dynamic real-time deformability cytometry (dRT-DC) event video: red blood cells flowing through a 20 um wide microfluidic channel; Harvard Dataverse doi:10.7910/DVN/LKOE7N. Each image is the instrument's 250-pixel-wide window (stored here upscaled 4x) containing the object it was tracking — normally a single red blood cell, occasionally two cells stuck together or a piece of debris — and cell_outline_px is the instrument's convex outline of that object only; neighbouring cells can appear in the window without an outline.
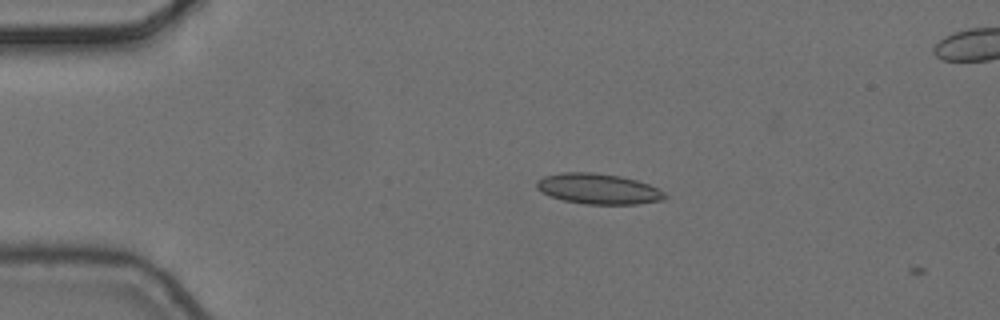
{"species": "common noctule bat (a hibernating species)", "species_latin": "Nyctalus noctula", "temperature_condition": "cold", "stored_images_in_passage": 3, "camera_frame_rate_fps": 3000, "um_per_image_px": 0.085, "animal": {"sex": "female", "body_mass_g": 24.6, "forearm_length_mm": 56.2}, "frame": {"image": 1, "passage_image": 2, "time_ms": 0.333, "image_size_px": [1000, 320], "cell_outline_px": [[668, 196], [664, 200], [636, 204], [584, 204], [564, 200], [552, 196], [536, 188], [536, 180], [544, 176], [560, 172], [592, 172], [620, 176], [636, 180], [648, 184], [664, 192]], "centroid_in_image_um": [50.86, 16.04], "position_along_channel_um": 34.1, "area_um2": 22.72}}